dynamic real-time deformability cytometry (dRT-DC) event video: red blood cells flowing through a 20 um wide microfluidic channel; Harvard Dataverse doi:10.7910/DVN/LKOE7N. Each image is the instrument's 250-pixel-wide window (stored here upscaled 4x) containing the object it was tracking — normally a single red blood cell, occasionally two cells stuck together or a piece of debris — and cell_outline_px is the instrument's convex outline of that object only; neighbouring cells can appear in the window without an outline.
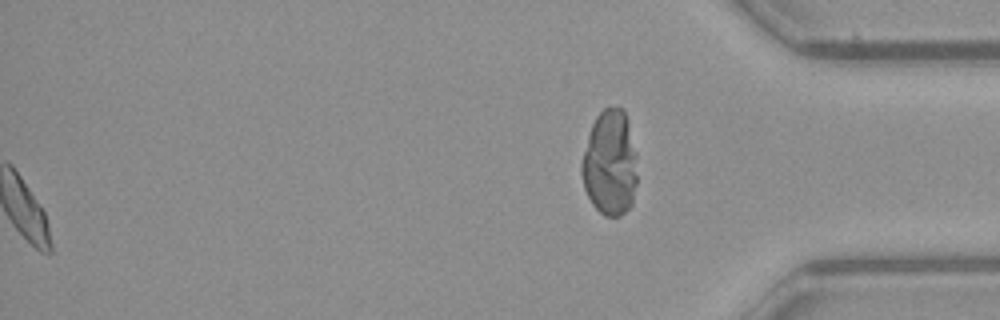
{"species": "common noctule bat (a hibernating species)", "species_latin": "Nyctalus noctula", "temperature_condition": "warm", "stored_images_in_passage": 38, "segment_of_instrument_passage": [2, 2], "camera_frame_rate_fps": 3000, "um_per_image_px": 0.085, "animal": {"sex": "female", "body_mass_g": 21.9}, "frame": {"image": 1, "passage_image": 38, "time_ms": 12.333, "image_size_px": [1000, 320], "cell_outline_px": [[636, 184], [632, 204], [620, 216], [604, 216], [592, 204], [584, 188], [580, 172], [580, 164], [588, 136], [592, 124], [596, 116], [604, 108], [624, 108], [628, 120], [636, 152]], "centroid_in_image_um": [51.84, 13.87], "position_along_channel_um": 383.4, "area_um2": 34.39}}